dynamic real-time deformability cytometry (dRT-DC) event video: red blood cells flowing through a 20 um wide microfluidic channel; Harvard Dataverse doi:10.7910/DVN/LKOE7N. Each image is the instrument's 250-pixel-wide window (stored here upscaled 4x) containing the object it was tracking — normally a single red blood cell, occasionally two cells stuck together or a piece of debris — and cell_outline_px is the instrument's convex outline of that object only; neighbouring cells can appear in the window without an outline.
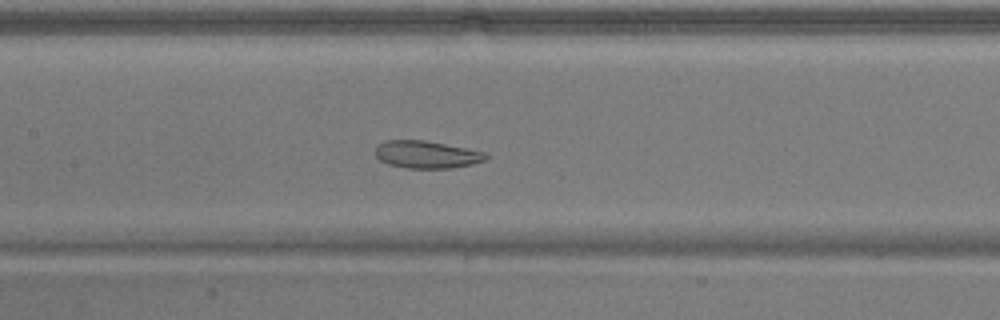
{"species": "common noctule bat (a hibernating species)", "species_latin": "Nyctalus noctula", "temperature_condition": "warm", "stored_images_in_passage": 53, "camera_frame_rate_fps": 3000, "um_per_image_px": 0.085, "animal": {"sex": "male", "body_mass_g": 17.9}, "frame": {"image": 1, "passage_image": 25, "time_ms": 8.0, "image_size_px": [1000, 320], "cell_outline_px": [[488, 156], [484, 160], [472, 164], [452, 168], [404, 168], [388, 164], [380, 160], [376, 156], [376, 148], [384, 140], [424, 140], [484, 152]], "centroid_in_image_um": [36.23, 13.14], "position_along_channel_um": 171.2, "area_um2": 17.46}}
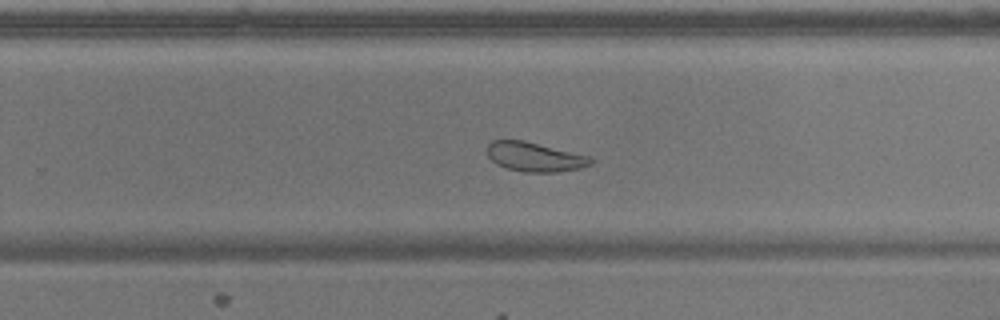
{"frame": {"image": 2, "passage_image": 34, "time_ms": 11.0, "image_size_px": [1000, 320], "cell_outline_px": [[596, 160], [592, 164], [580, 168], [556, 172], [524, 172], [508, 168], [496, 164], [488, 156], [488, 144], [492, 140], [524, 140], [588, 156]], "centroid_in_image_um": [45.46, 13.34], "position_along_channel_um": 284.3, "area_um2": 17.57}}
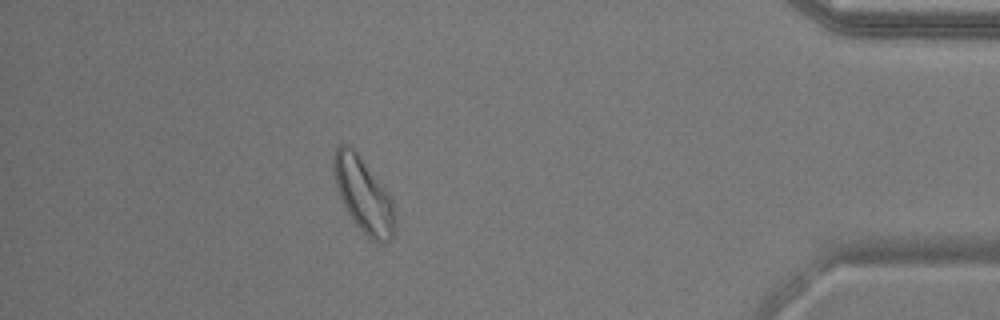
{"frame": {"image": 3, "passage_image": 47, "time_ms": 15.333, "image_size_px": [1000, 320], "cell_outline_px": [[396, 224], [392, 240], [384, 244], [376, 244], [352, 220], [336, 188], [332, 164], [332, 160], [336, 148], [340, 144], [348, 144], [356, 152], [388, 192], [392, 200]], "centroid_in_image_um": [30.91, 16.61], "position_along_channel_um": 404.3, "area_um2": 26.59}, "authors_computed_cell_mechanics": {"area_um2": 24.3916, "velocity_mm_per_s": 3.7842, "shape_relaxation_time_tau1_ms": null, "shape_relaxation_time_tau2_ms": 1.6363, "deformation_change_tau1": null, "deformation_change_tau2": 0.0819}}